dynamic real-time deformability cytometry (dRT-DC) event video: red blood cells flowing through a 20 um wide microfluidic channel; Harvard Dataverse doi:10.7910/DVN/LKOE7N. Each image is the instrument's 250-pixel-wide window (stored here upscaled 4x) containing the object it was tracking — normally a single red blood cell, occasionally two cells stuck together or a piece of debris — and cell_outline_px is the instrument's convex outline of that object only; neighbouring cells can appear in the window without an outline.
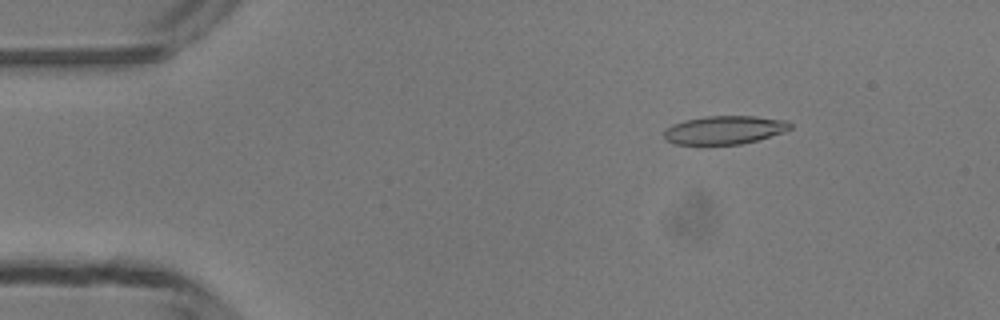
{"species": "common noctule bat (a hibernating species)", "species_latin": "Nyctalus noctula", "temperature_condition": "room temperature", "stored_images_in_passage": 46, "camera_frame_rate_fps": 3000, "um_per_image_px": 0.085, "animal": {"sex": "male", "body_mass_g": 13.3}, "frame": {"image": 1, "passage_image": 5, "time_ms": 1.333, "image_size_px": [1000, 320], "cell_outline_px": [[792, 128], [784, 132], [756, 140], [740, 144], [672, 144], [664, 140], [664, 132], [672, 124], [684, 120], [708, 116], [756, 116], [788, 120], [792, 124]], "centroid_in_image_um": [61.59, 11.04], "position_along_channel_um": 23.4, "area_um2": 20.92}}
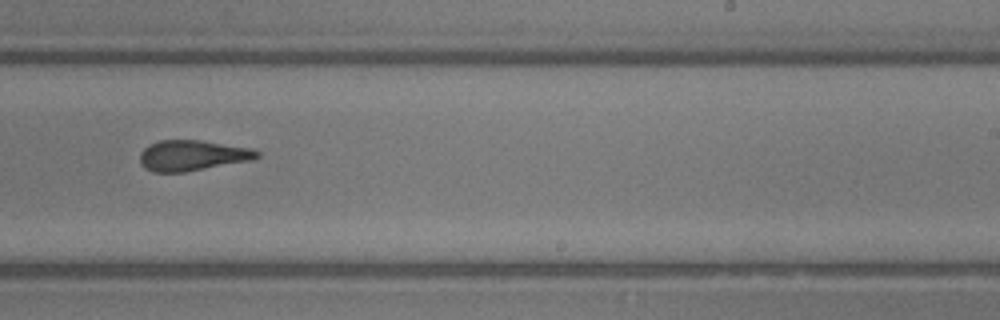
{"frame": {"image": 2, "passage_image": 28, "time_ms": 9.0, "image_size_px": [1000, 320], "cell_outline_px": [[260, 156], [252, 160], [184, 172], [152, 172], [144, 168], [140, 164], [140, 152], [148, 144], [160, 140], [200, 140], [256, 148], [260, 152]], "centroid_in_image_um": [16.36, 13.2], "position_along_channel_um": 272.6, "area_um2": 21.15}}
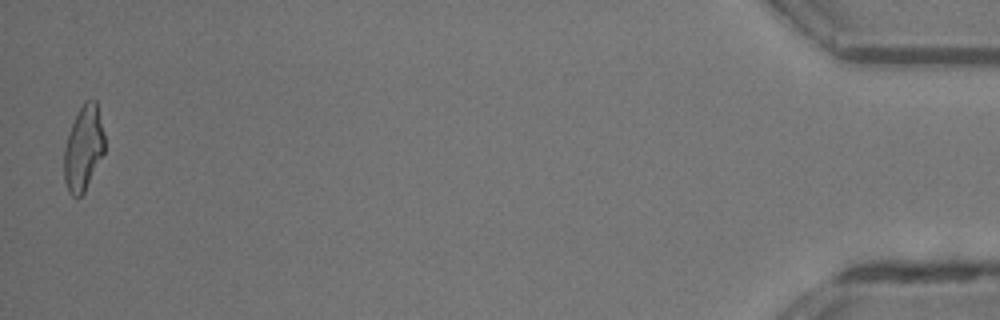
{"frame": {"image": 3, "passage_image": 46, "time_ms": 15.0, "image_size_px": [1000, 320], "cell_outline_px": [[104, 152], [84, 192], [80, 196], [72, 196], [68, 192], [64, 180], [64, 148], [72, 124], [84, 100], [96, 100], [104, 136]], "centroid_in_image_um": [7.08, 12.61], "position_along_channel_um": 428.1, "area_um2": 19.71}, "authors_computed_cell_mechanics": {"area_um2": 21.3282, "velocity_mm_per_s": 4.2203, "shape_relaxation_time_tau1_ms": 10.0042, "shape_relaxation_time_tau2_ms": 2.0297, "deformation_change_tau1": 0.2341, "deformation_change_tau2": 0.1248}}